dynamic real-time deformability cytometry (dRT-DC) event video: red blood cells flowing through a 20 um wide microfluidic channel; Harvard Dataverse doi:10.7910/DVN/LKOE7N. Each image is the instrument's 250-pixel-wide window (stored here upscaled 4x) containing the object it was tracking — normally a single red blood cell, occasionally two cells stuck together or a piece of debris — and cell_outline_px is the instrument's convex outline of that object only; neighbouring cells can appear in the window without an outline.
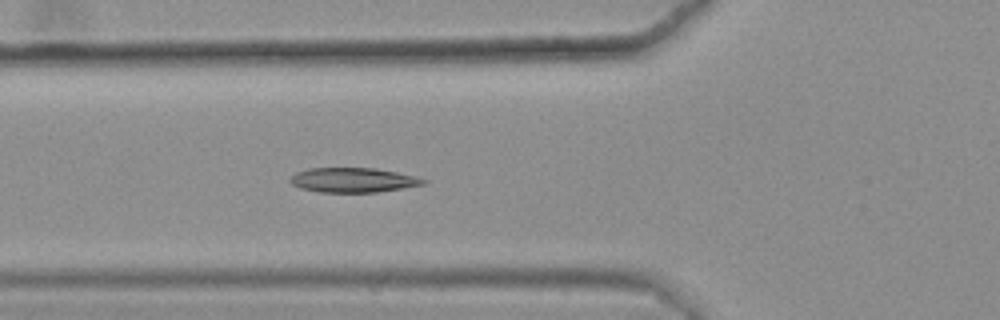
{"species": "common noctule bat (a hibernating species)", "species_latin": "Nyctalus noctula", "temperature_condition": "warm", "stored_images_in_passage": 32, "camera_frame_rate_fps": 3000, "um_per_image_px": 0.085, "animal": {"sex": "female", "body_mass_g": 25.1}, "frame": {"image": 1, "passage_image": 5, "time_ms": 1.333, "image_size_px": [1000, 320], "cell_outline_px": [[428, 180], [424, 184], [376, 192], [320, 192], [300, 188], [292, 184], [288, 180], [296, 172], [308, 168], [376, 168], [416, 176]], "centroid_in_image_um": [29.99, 15.3], "position_along_channel_um": 95.8, "area_um2": 19.02}, "authors_computed_cell_mechanics": {"area_um2": 18.785, "velocity_mm_per_s": 3.6192, "shape_relaxation_time_tau1_ms": null, "shape_relaxation_time_tau2_ms": 2.1231, "deformation_change_tau1": null, "deformation_change_tau2": 0.0797}}